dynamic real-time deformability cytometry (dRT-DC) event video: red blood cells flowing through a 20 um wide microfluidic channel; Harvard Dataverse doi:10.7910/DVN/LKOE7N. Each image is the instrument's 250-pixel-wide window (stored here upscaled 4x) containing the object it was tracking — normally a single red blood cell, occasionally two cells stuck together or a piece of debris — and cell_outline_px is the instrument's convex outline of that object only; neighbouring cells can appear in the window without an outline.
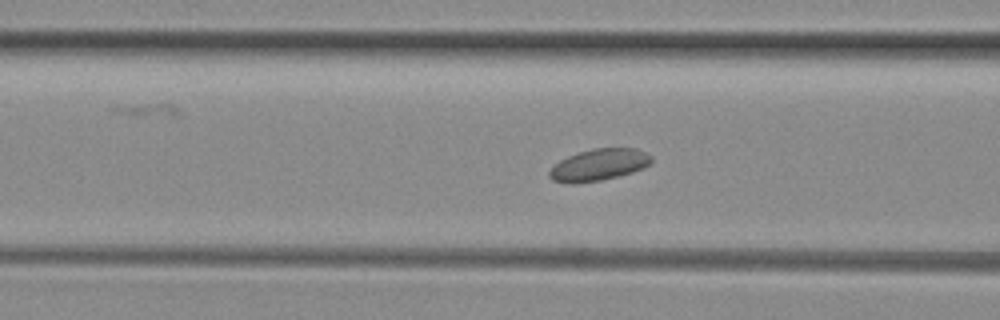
{"species": "common noctule bat (a hibernating species)", "species_latin": "Nyctalus noctula", "temperature_condition": "room temperature", "stored_images_in_passage": 5, "camera_frame_rate_fps": 3000, "um_per_image_px": 0.085, "animal": {"sex": "female", "body_mass_g": 29.2, "forearm_length_mm": 56.3}, "frame": {"image": 1, "passage_image": 5, "time_ms": 1.333, "image_size_px": [1000, 320], "cell_outline_px": [[652, 160], [644, 168], [620, 176], [600, 180], [576, 184], [568, 184], [552, 180], [548, 176], [548, 172], [560, 160], [568, 156], [592, 148], [636, 148], [652, 156]], "centroid_in_image_um": [50.89, 14.02], "position_along_channel_um": 115.7, "area_um2": 18.9}}